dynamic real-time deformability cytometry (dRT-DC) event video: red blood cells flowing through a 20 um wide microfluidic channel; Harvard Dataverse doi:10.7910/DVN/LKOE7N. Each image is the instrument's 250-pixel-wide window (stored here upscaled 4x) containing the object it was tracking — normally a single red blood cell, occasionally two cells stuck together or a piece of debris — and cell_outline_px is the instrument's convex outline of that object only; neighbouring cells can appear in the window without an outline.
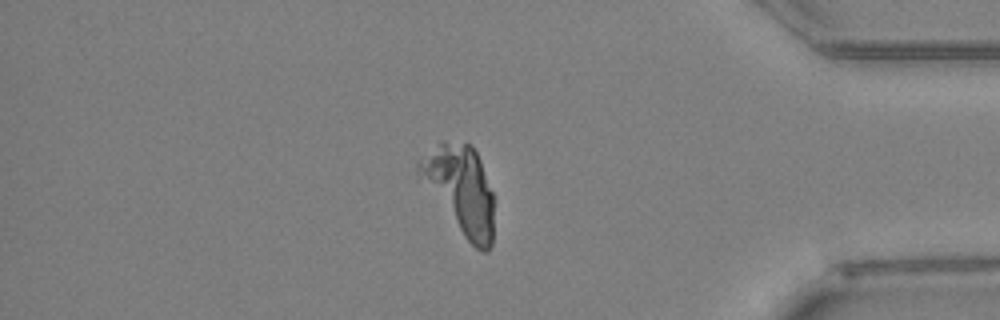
{"species": "Egyptian fruit bat (a non-hibernating species)", "species_latin": "Rousettus aegyptiacus", "temperature_condition": "warm", "stored_images_in_passage": 60, "camera_frame_rate_fps": 3000, "um_per_image_px": 0.085, "animal": {"sex": "female"}, "frame": {"image": 1, "passage_image": 52, "time_ms": 17.0, "image_size_px": [1000, 320], "cell_outline_px": [[492, 244], [488, 252], [480, 252], [464, 236], [416, 180], [416, 160], [440, 140], [444, 140], [472, 144], [480, 160], [492, 192]], "centroid_in_image_um": [39.03, 16.08], "position_along_channel_um": 396.2, "area_um2": 39.25}}